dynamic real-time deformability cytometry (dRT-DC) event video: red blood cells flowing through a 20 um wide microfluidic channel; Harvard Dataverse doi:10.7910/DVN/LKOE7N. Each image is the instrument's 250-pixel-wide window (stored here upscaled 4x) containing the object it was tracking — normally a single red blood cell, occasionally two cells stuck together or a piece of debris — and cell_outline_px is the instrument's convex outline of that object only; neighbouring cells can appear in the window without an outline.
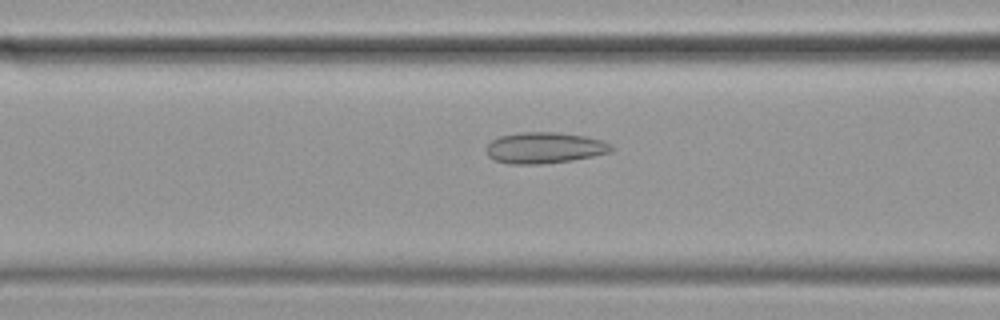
{"species": "common noctule bat (a hibernating species)", "species_latin": "Nyctalus noctula", "temperature_condition": "cold", "stored_images_in_passage": 41, "camera_frame_rate_fps": 3000, "um_per_image_px": 0.085, "animal": {"sex": "female", "body_mass_g": 19.9}, "frame": {"image": 1, "passage_image": 16, "time_ms": 5.0, "image_size_px": [1000, 320], "cell_outline_px": [[616, 148], [612, 152], [572, 160], [540, 164], [508, 164], [496, 160], [488, 156], [488, 144], [492, 140], [500, 136], [520, 132], [556, 132], [584, 136], [604, 140]], "centroid_in_image_um": [46.33, 12.56], "position_along_channel_um": 120.3, "area_um2": 22.66}}
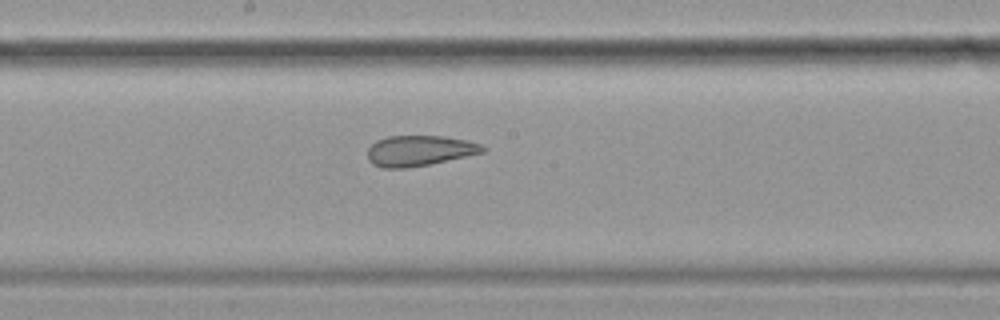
{"frame": {"image": 2, "passage_image": 24, "time_ms": 7.667, "image_size_px": [1000, 320], "cell_outline_px": [[488, 148], [484, 152], [428, 164], [404, 168], [380, 168], [372, 164], [368, 160], [368, 148], [376, 140], [388, 136], [444, 136], [468, 140], [480, 144]], "centroid_in_image_um": [35.63, 12.8], "position_along_channel_um": 212.6, "area_um2": 20.46}}
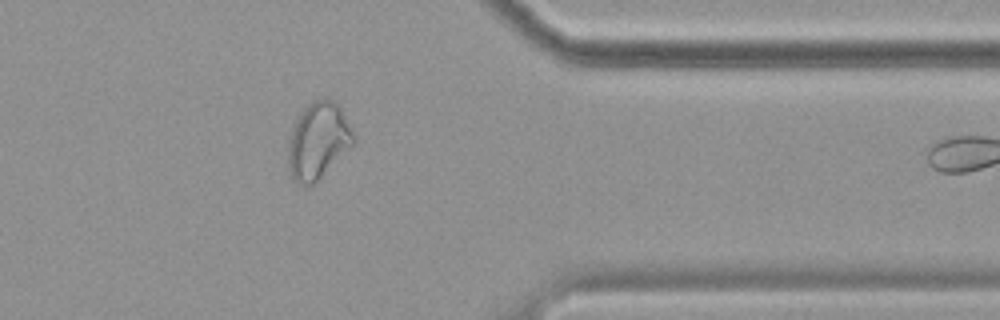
{"frame": {"image": 3, "passage_image": 40, "time_ms": 13.0, "image_size_px": [1000, 320], "cell_outline_px": [[356, 140], [308, 188], [296, 184], [288, 176], [288, 140], [292, 128], [296, 120], [304, 108], [312, 100], [328, 96], [336, 100], [356, 136]], "centroid_in_image_um": [27.0, 11.94], "position_along_channel_um": 384.4, "area_um2": 29.3}}